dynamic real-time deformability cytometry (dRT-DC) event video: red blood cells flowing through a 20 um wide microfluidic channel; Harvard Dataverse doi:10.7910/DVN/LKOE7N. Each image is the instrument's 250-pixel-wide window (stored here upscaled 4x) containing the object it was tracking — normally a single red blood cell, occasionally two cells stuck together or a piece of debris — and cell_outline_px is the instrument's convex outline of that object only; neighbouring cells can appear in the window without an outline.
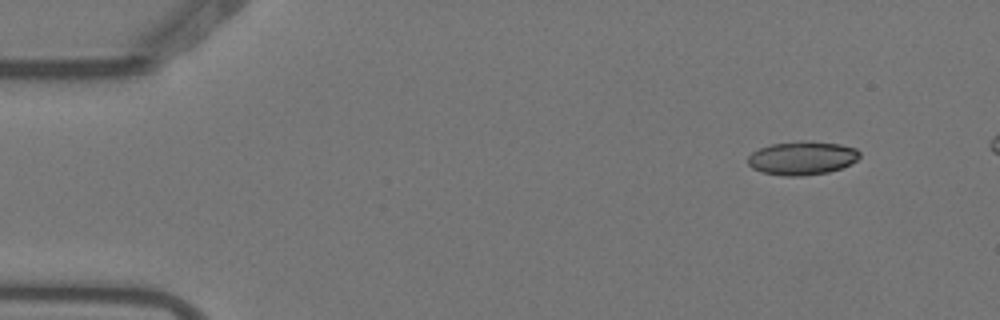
{"species": "Egyptian fruit bat (a non-hibernating species)", "species_latin": "Rousettus aegyptiacus", "temperature_condition": "warm", "stored_images_in_passage": 2, "camera_frame_rate_fps": 3000, "um_per_image_px": 0.085, "animal": {"sex": "female"}, "frame": {"image": 1, "passage_image": 1, "time_ms": 0.0, "image_size_px": [1000, 320], "cell_outline_px": [[860, 156], [856, 160], [840, 168], [828, 172], [800, 176], [784, 176], [760, 172], [752, 168], [748, 164], [748, 156], [752, 152], [760, 148], [772, 144], [800, 140], [812, 140], [840, 144], [856, 148], [860, 152]], "centroid_in_image_um": [68.16, 13.42], "position_along_channel_um": 16.8, "area_um2": 22.02}}